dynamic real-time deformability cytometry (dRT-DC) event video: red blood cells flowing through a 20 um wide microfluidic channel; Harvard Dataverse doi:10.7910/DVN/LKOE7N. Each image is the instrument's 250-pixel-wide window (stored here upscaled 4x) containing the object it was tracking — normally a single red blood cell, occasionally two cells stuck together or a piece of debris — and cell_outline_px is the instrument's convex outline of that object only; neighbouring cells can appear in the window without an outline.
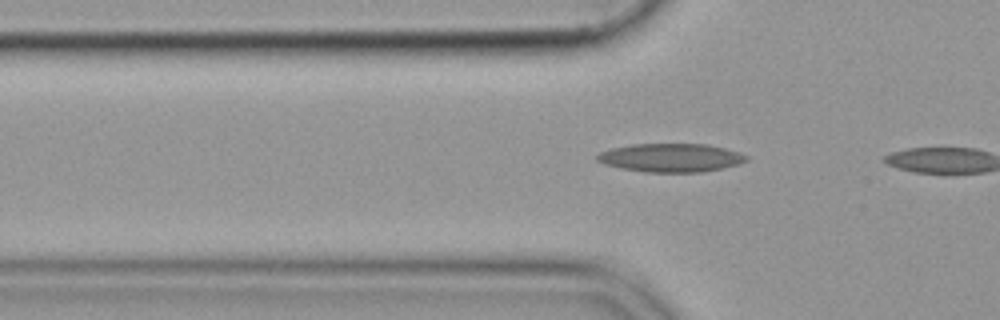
{"species": "common noctule bat (a hibernating species)", "species_latin": "Nyctalus noctula", "temperature_condition": "cold", "stored_images_in_passage": 9, "camera_frame_rate_fps": 3000, "um_per_image_px": 0.085, "animal": {"sex": "female", "body_mass_g": 19.9}, "frame": {"image": 1, "passage_image": 7, "time_ms": 2.0, "image_size_px": [1000, 320], "cell_outline_px": [[748, 160], [740, 164], [700, 172], [648, 172], [620, 168], [604, 164], [596, 160], [596, 156], [600, 152], [612, 148], [632, 144], [708, 144], [740, 152], [748, 156]], "centroid_in_image_um": [57.03, 13.4], "position_along_channel_um": 68.8, "area_um2": 24.74}}